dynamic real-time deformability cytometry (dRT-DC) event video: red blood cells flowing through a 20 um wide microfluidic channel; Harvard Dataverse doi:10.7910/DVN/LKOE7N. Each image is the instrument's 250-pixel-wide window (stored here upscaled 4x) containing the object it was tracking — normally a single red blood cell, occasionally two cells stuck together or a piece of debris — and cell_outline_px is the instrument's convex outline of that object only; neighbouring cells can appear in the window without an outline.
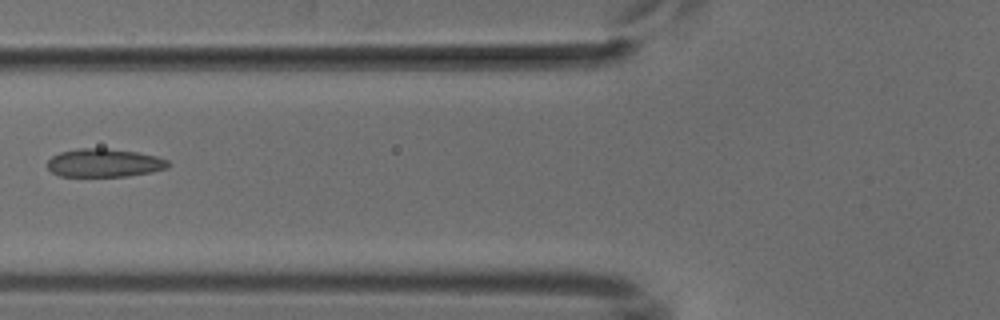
{"species": "common noctule bat (a hibernating species)", "species_latin": "Nyctalus noctula", "temperature_condition": "cold", "stored_images_in_passage": 4, "camera_frame_rate_fps": 3000, "um_per_image_px": 0.085, "animal": {"sex": "male", "body_mass_g": 18.8}, "frame": {"image": 1, "passage_image": 3, "time_ms": 2.333, "image_size_px": [1000, 320], "cell_outline_px": [[168, 168], [152, 172], [128, 176], [60, 176], [52, 172], [48, 168], [48, 160], [52, 156], [60, 152], [76, 148], [104, 148], [136, 152], [156, 156], [168, 160]], "centroid_in_image_um": [8.85, 13.84], "position_along_channel_um": 116.9, "area_um2": 19.88}}
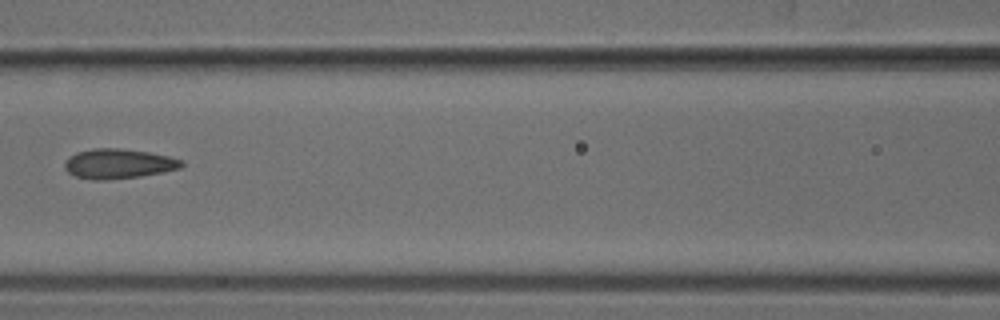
{"frame": {"image": 2, "passage_image": 4, "time_ms": 3.333, "image_size_px": [1000, 320], "cell_outline_px": [[184, 164], [180, 168], [164, 172], [140, 176], [108, 180], [96, 180], [76, 176], [68, 172], [64, 168], [64, 164], [68, 156], [76, 152], [92, 148], [120, 148], [148, 152], [168, 156], [184, 160]], "centroid_in_image_um": [10.06, 13.91], "position_along_channel_um": 156.5, "area_um2": 20.4}}